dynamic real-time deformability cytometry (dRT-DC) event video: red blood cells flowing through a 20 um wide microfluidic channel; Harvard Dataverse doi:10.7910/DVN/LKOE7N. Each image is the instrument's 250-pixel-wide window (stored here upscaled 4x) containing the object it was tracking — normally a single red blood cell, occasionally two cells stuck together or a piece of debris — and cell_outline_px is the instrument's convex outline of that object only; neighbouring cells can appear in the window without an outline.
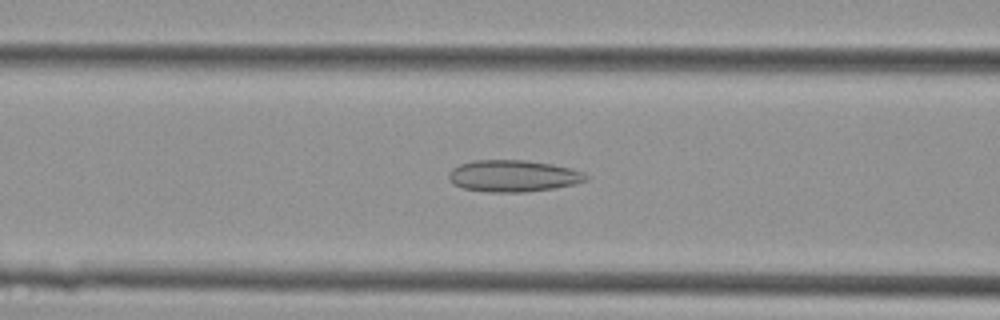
{"species": "Egyptian fruit bat (a non-hibernating species)", "species_latin": "Rousettus aegyptiacus", "temperature_condition": "cold", "stored_images_in_passage": 34, "camera_frame_rate_fps": 3000, "um_per_image_px": 0.085, "animal": {"sex": "female"}, "frame": {"image": 1, "passage_image": 13, "time_ms": 4.0, "image_size_px": [1000, 320], "cell_outline_px": [[588, 180], [576, 184], [556, 188], [524, 192], [488, 192], [464, 188], [452, 184], [448, 176], [448, 172], [452, 168], [460, 164], [476, 160], [524, 160], [552, 164], [572, 168], [584, 172], [588, 176]], "centroid_in_image_um": [43.65, 14.96], "position_along_channel_um": 123.0, "area_um2": 25.55}}
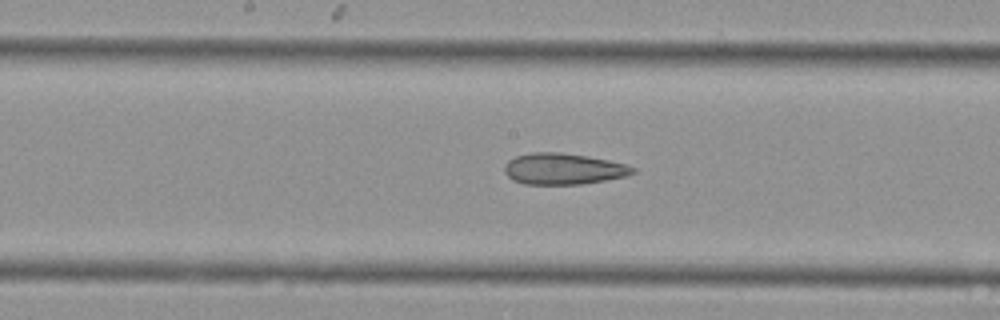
{"frame": {"image": 2, "passage_image": 18, "time_ms": 5.667, "image_size_px": [1000, 320], "cell_outline_px": [[636, 172], [624, 176], [604, 180], [580, 184], [524, 184], [512, 180], [504, 172], [504, 164], [508, 160], [516, 156], [532, 152], [560, 152], [608, 160], [624, 164], [636, 168]], "centroid_in_image_um": [47.83, 14.35], "position_along_channel_um": 200.4, "area_um2": 23.18}}
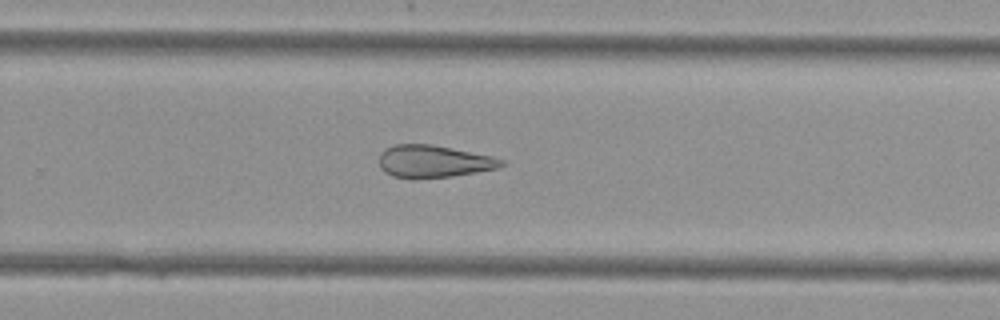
{"frame": {"image": 3, "passage_image": 24, "time_ms": 7.667, "image_size_px": [1000, 320], "cell_outline_px": [[504, 164], [496, 168], [476, 172], [452, 176], [412, 180], [392, 176], [384, 172], [380, 168], [380, 152], [384, 148], [396, 144], [432, 144], [492, 156], [504, 160]], "centroid_in_image_um": [36.8, 13.73], "position_along_channel_um": 293.0, "area_um2": 23.29}}